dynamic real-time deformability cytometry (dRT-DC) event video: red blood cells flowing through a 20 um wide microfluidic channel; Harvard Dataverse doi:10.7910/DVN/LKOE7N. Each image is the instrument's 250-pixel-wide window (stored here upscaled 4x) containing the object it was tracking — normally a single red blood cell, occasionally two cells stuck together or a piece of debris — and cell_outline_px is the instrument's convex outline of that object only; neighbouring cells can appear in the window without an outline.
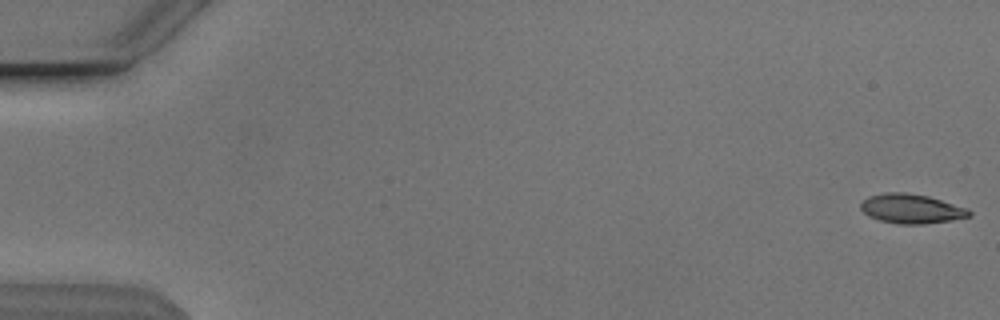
{"species": "Egyptian fruit bat (a non-hibernating species)", "species_latin": "Rousettus aegyptiacus", "temperature_condition": "cold", "stored_images_in_passage": 54, "camera_frame_rate_fps": 3000, "um_per_image_px": 0.085, "animal": {"sex": "male"}, "frame": {"image": 1, "passage_image": 1, "time_ms": 0.0, "image_size_px": [1000, 320], "cell_outline_px": [[972, 216], [924, 224], [900, 224], [880, 220], [868, 216], [860, 208], [860, 204], [868, 196], [884, 192], [904, 192], [928, 196], [968, 208], [972, 212]], "centroid_in_image_um": [77.46, 17.73], "position_along_channel_um": 7.5, "area_um2": 18.55}}
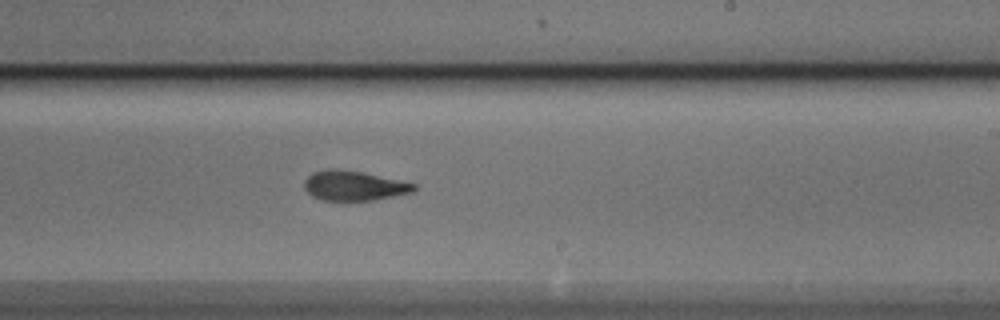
{"frame": {"image": 2, "passage_image": 33, "time_ms": 10.667, "image_size_px": [1000, 320], "cell_outline_px": [[416, 188], [412, 192], [372, 200], [320, 200], [312, 196], [304, 188], [304, 180], [312, 172], [332, 168], [360, 172], [416, 184]], "centroid_in_image_um": [30.02, 15.79], "position_along_channel_um": 259.0, "area_um2": 18.67}}
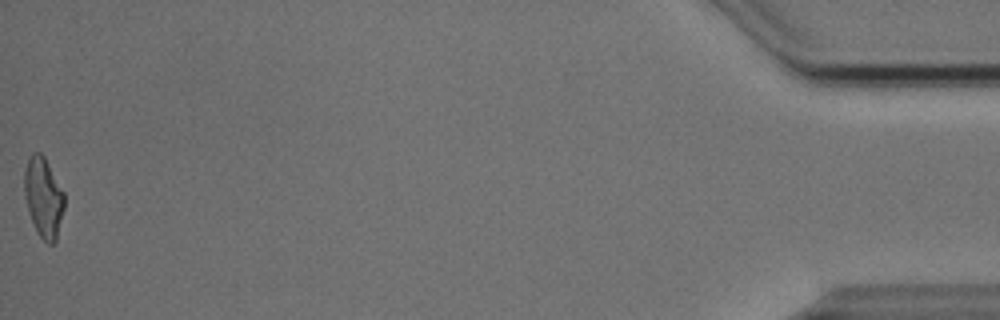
{"frame": {"image": 3, "passage_image": 54, "time_ms": 17.667, "image_size_px": [1000, 320], "cell_outline_px": [[64, 208], [56, 240], [52, 244], [48, 244], [36, 232], [24, 196], [24, 172], [28, 160], [32, 152], [40, 152], [44, 156], [64, 192]], "centroid_in_image_um": [3.69, 16.77], "position_along_channel_um": 431.5, "area_um2": 18.5}, "authors_computed_cell_mechanics": {"area_um2": 18.9006, "velocity_mm_per_s": 3.8509, "shape_relaxation_time_tau1_ms": 7.5015, "shape_relaxation_time_tau2_ms": 2.1859, "deformation_change_tau1": 0.1985, "deformation_change_tau2": 0.0995}}